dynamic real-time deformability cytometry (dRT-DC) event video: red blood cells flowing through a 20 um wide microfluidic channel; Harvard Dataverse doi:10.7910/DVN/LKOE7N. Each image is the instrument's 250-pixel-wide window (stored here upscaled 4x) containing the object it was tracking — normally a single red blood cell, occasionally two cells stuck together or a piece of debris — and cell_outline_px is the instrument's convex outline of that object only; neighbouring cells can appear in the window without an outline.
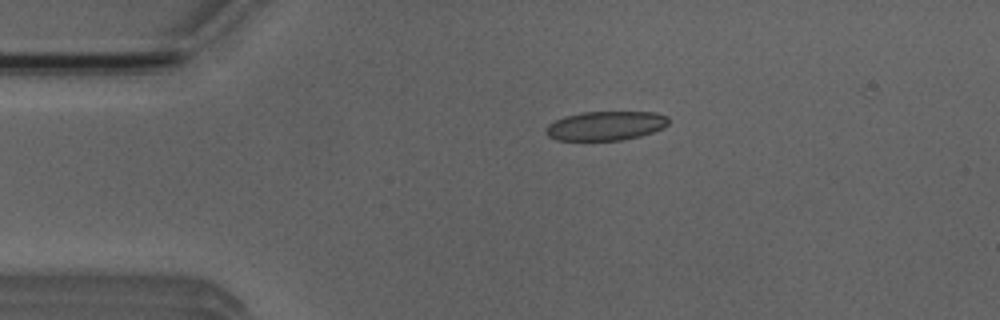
{"species": "Egyptian fruit bat (a non-hibernating species)", "species_latin": "Rousettus aegyptiacus", "temperature_condition": "room temperature", "stored_images_in_passage": 4, "camera_frame_rate_fps": 3000, "um_per_image_px": 0.085, "animal": {"sex": "male"}, "frame": {"image": 1, "passage_image": 2, "time_ms": 1.333, "image_size_px": [1000, 320], "cell_outline_px": [[668, 124], [664, 128], [640, 136], [620, 140], [556, 140], [548, 136], [544, 132], [544, 128], [548, 124], [564, 116], [584, 112], [656, 112], [668, 116]], "centroid_in_image_um": [51.47, 10.69], "position_along_channel_um": 33.5, "area_um2": 20.92}}
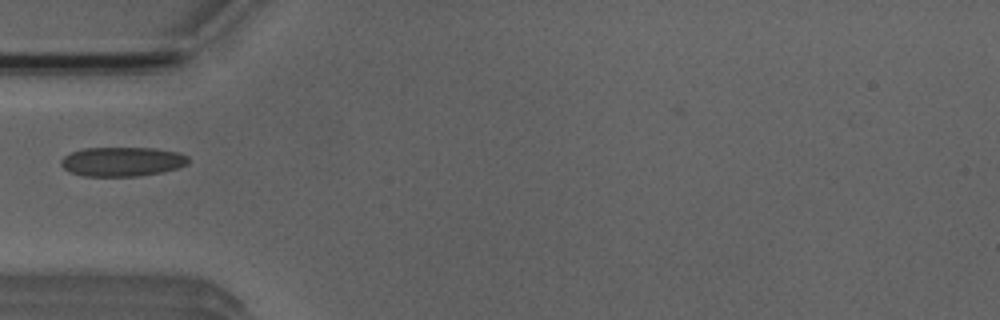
{"frame": {"image": 2, "passage_image": 4, "time_ms": 3.333, "image_size_px": [1000, 320], "cell_outline_px": [[188, 164], [164, 172], [140, 176], [84, 176], [68, 172], [60, 164], [60, 160], [64, 156], [72, 152], [84, 148], [156, 148], [180, 152], [188, 156]], "centroid_in_image_um": [10.39, 13.74], "position_along_channel_um": 74.6, "area_um2": 21.96}}